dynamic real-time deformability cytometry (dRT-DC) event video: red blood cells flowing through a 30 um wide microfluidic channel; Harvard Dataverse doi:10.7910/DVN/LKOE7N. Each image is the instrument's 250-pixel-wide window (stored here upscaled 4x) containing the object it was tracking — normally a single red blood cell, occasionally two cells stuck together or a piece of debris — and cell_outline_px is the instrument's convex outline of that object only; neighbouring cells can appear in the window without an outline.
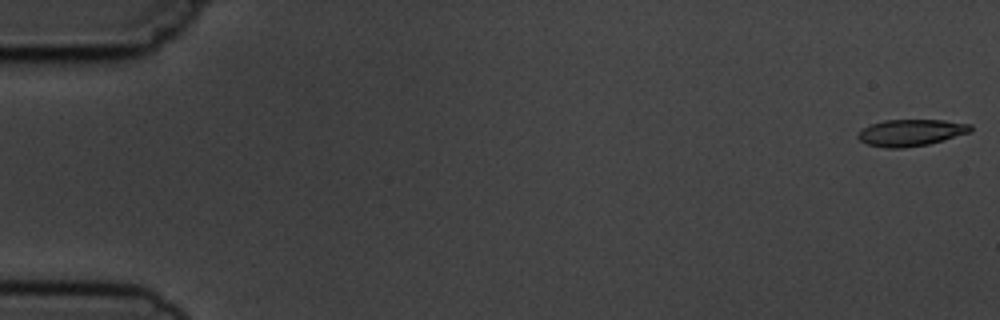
{"species": "common noctule bat (a hibernating species)", "species_latin": "Nyctalus noctula", "temperature_condition": "cold", "stored_images_in_passage": 11, "camera_frame_rate_fps": 3000, "um_per_image_px": 0.085, "animal": {"sex": "male", "body_mass_g": 19.5, "forearm_length_mm": 54.6}, "frame": {"image": 1, "passage_image": 1, "time_ms": 0.0, "image_size_px": [1000, 320], "cell_outline_px": [[972, 128], [968, 132], [944, 140], [928, 144], [904, 148], [884, 148], [868, 144], [860, 140], [856, 136], [864, 128], [872, 124], [884, 120], [944, 120], [972, 124]], "centroid_in_image_um": [77.43, 11.27], "position_along_channel_um": 7.6, "area_um2": 17.34}}
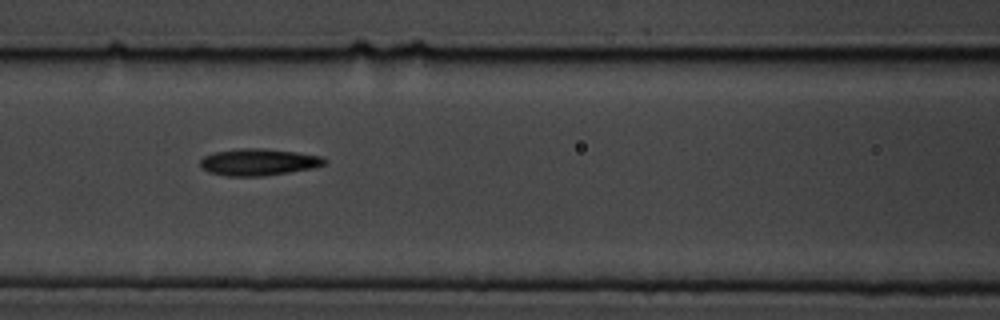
{"frame": {"image": 2, "passage_image": 7, "time_ms": 7.667, "image_size_px": [1000, 320], "cell_outline_px": [[324, 164], [312, 168], [264, 176], [228, 176], [208, 172], [200, 164], [200, 160], [204, 156], [216, 152], [236, 148], [264, 148], [296, 152], [324, 156]], "centroid_in_image_um": [21.96, 13.77], "position_along_channel_um": 144.6, "area_um2": 19.31}}
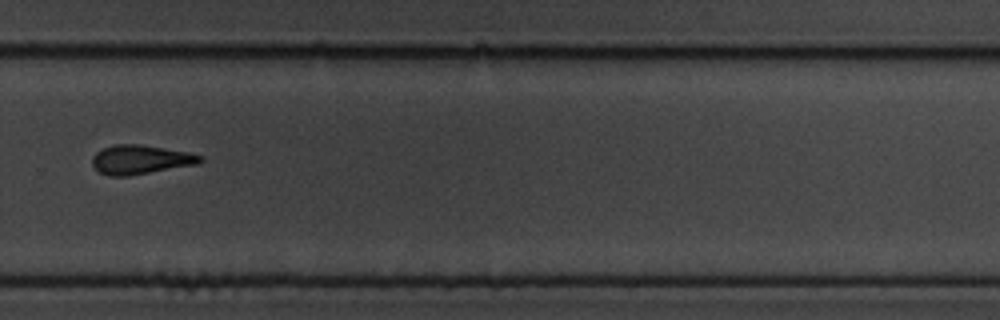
{"frame": {"image": 3, "passage_image": 11, "time_ms": 12.333, "image_size_px": [1000, 320], "cell_outline_px": [[204, 160], [200, 164], [128, 176], [108, 176], [100, 172], [92, 164], [92, 156], [100, 148], [116, 144], [140, 144], [188, 152], [204, 156]], "centroid_in_image_um": [11.96, 13.56], "position_along_channel_um": 317.8, "area_um2": 18.55}}